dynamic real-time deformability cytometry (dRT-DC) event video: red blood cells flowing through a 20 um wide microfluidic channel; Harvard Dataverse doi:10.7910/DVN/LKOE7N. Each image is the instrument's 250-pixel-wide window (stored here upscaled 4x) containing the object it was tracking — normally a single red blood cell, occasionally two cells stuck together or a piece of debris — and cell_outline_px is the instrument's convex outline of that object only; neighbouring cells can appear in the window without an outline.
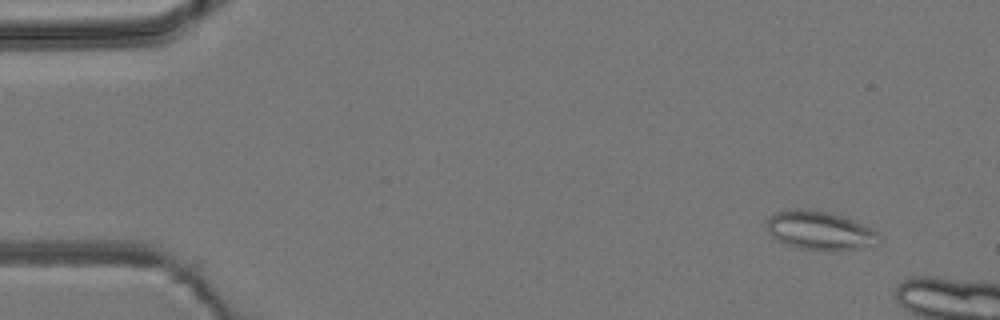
{"species": "common noctule bat (a hibernating species)", "species_latin": "Nyctalus noctula", "temperature_condition": "room temperature", "stored_images_in_passage": 3, "camera_frame_rate_fps": 3000, "um_per_image_px": 0.085, "animal": {"sex": "male", "body_mass_g": 19.2, "forearm_length_mm": 51.8}, "frame": {"image": 1, "passage_image": 3, "time_ms": 4.0, "image_size_px": [1000, 320], "cell_outline_px": [[880, 236], [872, 244], [856, 248], [800, 248], [776, 240], [772, 236], [768, 228], [768, 216], [776, 212], [792, 208], [796, 208], [828, 212], [844, 216], [864, 224], [876, 232]], "centroid_in_image_um": [69.62, 19.53], "position_along_channel_um": 15.4, "area_um2": 24.28}}